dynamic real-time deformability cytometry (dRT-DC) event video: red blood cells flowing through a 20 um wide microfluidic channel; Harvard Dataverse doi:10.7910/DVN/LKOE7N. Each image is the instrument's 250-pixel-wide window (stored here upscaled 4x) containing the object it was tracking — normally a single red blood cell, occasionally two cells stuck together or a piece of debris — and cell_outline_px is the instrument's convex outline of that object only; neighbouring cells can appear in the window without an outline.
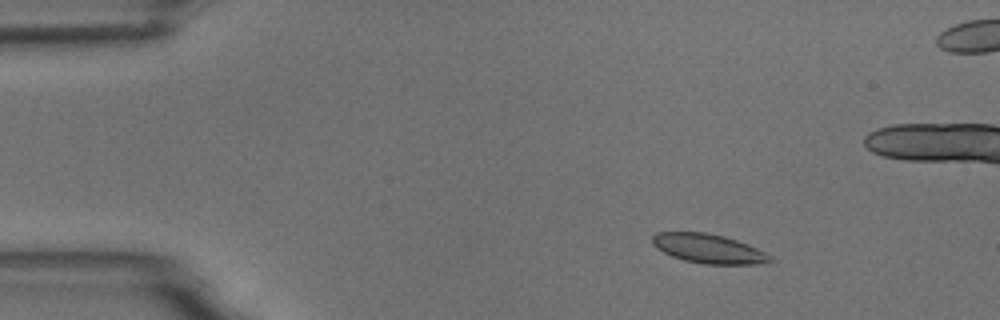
{"species": "common noctule bat (a hibernating species)", "species_latin": "Nyctalus noctula", "temperature_condition": "room temperature", "stored_images_in_passage": 4, "camera_frame_rate_fps": 3000, "um_per_image_px": 0.085, "animal": {"sex": "male", "body_mass_g": 18.8}, "frame": {"image": 1, "passage_image": 1, "time_ms": 0.0, "image_size_px": [1000, 320], "cell_outline_px": [[776, 260], [768, 264], [704, 264], [684, 260], [672, 256], [656, 248], [652, 244], [652, 236], [656, 232], [704, 232], [724, 236], [748, 244], [772, 256]], "centroid_in_image_um": [60.26, 21.14], "position_along_channel_um": 24.7, "area_um2": 20.23}}